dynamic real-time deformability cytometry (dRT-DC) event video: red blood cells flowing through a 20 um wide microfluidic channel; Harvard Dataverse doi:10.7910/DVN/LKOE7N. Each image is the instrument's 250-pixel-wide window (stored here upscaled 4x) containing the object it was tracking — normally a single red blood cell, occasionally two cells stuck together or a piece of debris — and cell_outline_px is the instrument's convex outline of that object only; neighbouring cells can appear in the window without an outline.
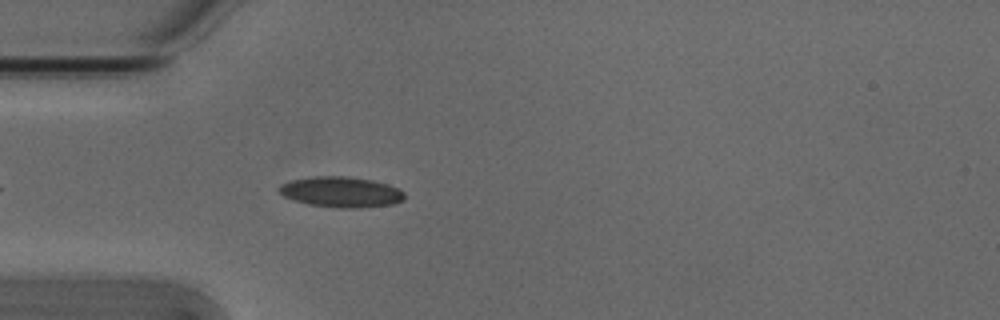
{"species": "Egyptian fruit bat (a non-hibernating species)", "species_latin": "Rousettus aegyptiacus", "temperature_condition": "cold", "stored_images_in_passage": 44, "camera_frame_rate_fps": 3000, "um_per_image_px": 0.085, "animal": {"sex": "male"}, "frame": {"image": 1, "passage_image": 6, "time_ms": 1.667, "image_size_px": [1000, 320], "cell_outline_px": [[404, 200], [392, 204], [356, 208], [340, 208], [308, 204], [292, 200], [284, 196], [276, 188], [280, 184], [292, 180], [316, 176], [348, 176], [372, 180], [396, 188], [404, 192]], "centroid_in_image_um": [28.95, 16.32], "position_along_channel_um": 56.1, "area_um2": 22.2}}
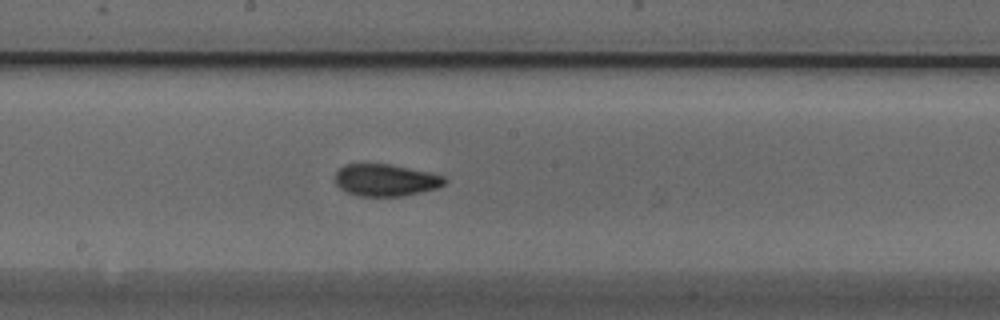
{"frame": {"image": 2, "passage_image": 19, "time_ms": 6.0, "image_size_px": [1000, 320], "cell_outline_px": [[448, 180], [444, 184], [436, 188], [404, 196], [356, 196], [340, 188], [336, 184], [336, 172], [344, 164], [388, 164], [428, 172], [444, 176]], "centroid_in_image_um": [32.77, 15.31], "position_along_channel_um": 215.4, "area_um2": 20.29}}
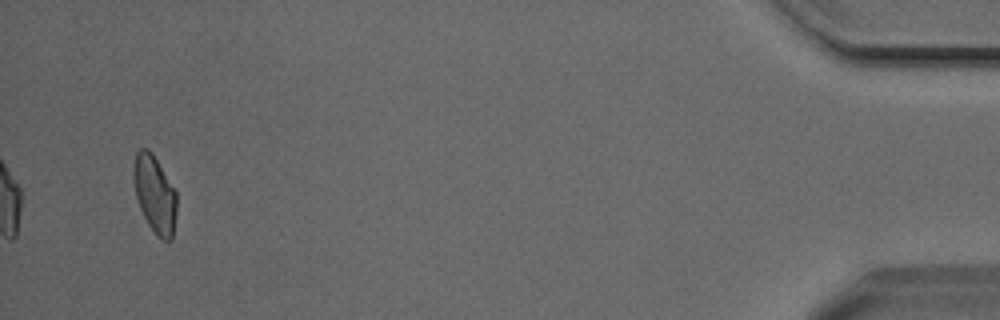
{"frame": {"image": 3, "passage_image": 42, "time_ms": 13.667, "image_size_px": [1000, 320], "cell_outline_px": [[176, 212], [172, 240], [160, 240], [156, 236], [148, 224], [140, 208], [136, 196], [132, 176], [132, 168], [136, 152], [140, 148], [148, 148], [152, 152], [176, 192]], "centroid_in_image_um": [13.13, 16.5], "position_along_channel_um": 422.1, "area_um2": 19.54}, "authors_computed_cell_mechanics": {"area_um2": 19.8832, "velocity_mm_per_s": 3.8002, "shape_relaxation_time_tau1_ms": 3.8365, "shape_relaxation_time_tau2_ms": 1.5458, "deformation_change_tau1": 0.1192, "deformation_change_tau2": 0.0613}}